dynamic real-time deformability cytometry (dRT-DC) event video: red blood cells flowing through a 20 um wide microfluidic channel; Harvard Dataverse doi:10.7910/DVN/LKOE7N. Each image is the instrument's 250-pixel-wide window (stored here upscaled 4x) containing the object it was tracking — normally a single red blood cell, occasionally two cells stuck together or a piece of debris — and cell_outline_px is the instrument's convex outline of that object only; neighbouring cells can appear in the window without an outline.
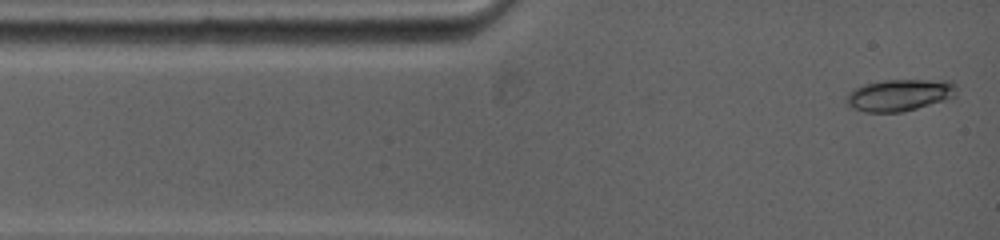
{"species": "common noctule bat (a hibernating species)", "species_latin": "Nyctalus noctula", "temperature_condition": "warm", "stored_images_in_passage": 13, "camera_frame_rate_fps": 5000, "um_per_image_px": 0.085, "animal": {"sex": "female", "body_mass_g": 19.0, "forearm_length_mm": 53.3}, "frame": {"image": 1, "passage_image": 1, "time_ms": 0.0, "image_size_px": [1000, 240], "cell_outline_px": [[952, 84], [948, 96], [940, 100], [912, 108], [896, 112], [872, 112], [856, 108], [848, 100], [848, 96], [856, 88], [864, 84], [884, 80], [952, 80]], "centroid_in_image_um": [76.38, 8.04], "position_along_channel_um": 8.6, "area_um2": 18.73}}
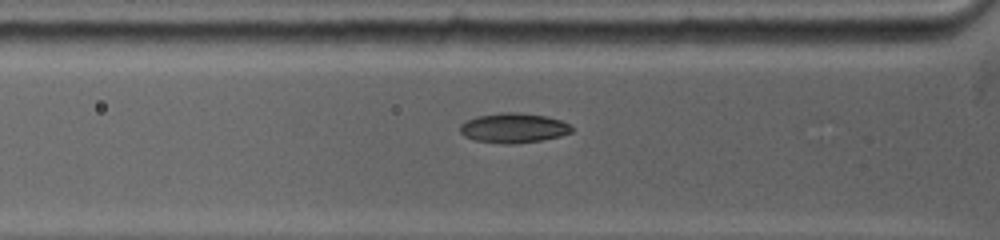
{"frame": {"image": 2, "passage_image": 9, "time_ms": 3.0, "image_size_px": [1000, 240], "cell_outline_px": [[572, 132], [560, 136], [540, 140], [512, 144], [508, 144], [476, 140], [464, 136], [460, 132], [460, 124], [464, 120], [476, 116], [500, 112], [520, 112], [548, 116], [560, 120], [568, 124], [572, 128]], "centroid_in_image_um": [43.62, 10.86], "position_along_channel_um": 82.2, "area_um2": 19.42}}
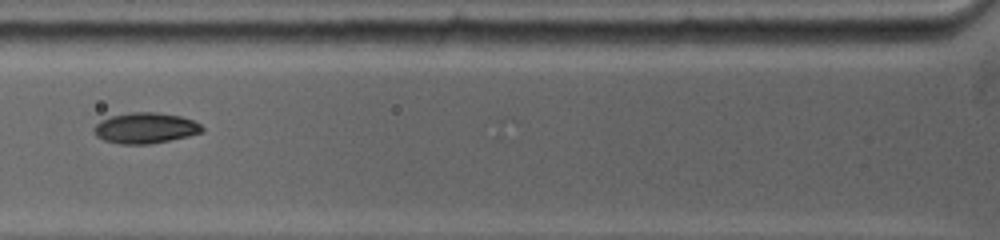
{"frame": {"image": 3, "passage_image": 11, "time_ms": 3.8, "image_size_px": [1000, 240], "cell_outline_px": [[204, 128], [200, 132], [188, 136], [148, 144], [120, 144], [104, 140], [96, 136], [96, 124], [100, 120], [112, 116], [128, 112], [156, 112], [180, 116], [192, 120], [200, 124]], "centroid_in_image_um": [12.35, 10.87], "position_along_channel_um": 113.5, "area_um2": 19.07}}